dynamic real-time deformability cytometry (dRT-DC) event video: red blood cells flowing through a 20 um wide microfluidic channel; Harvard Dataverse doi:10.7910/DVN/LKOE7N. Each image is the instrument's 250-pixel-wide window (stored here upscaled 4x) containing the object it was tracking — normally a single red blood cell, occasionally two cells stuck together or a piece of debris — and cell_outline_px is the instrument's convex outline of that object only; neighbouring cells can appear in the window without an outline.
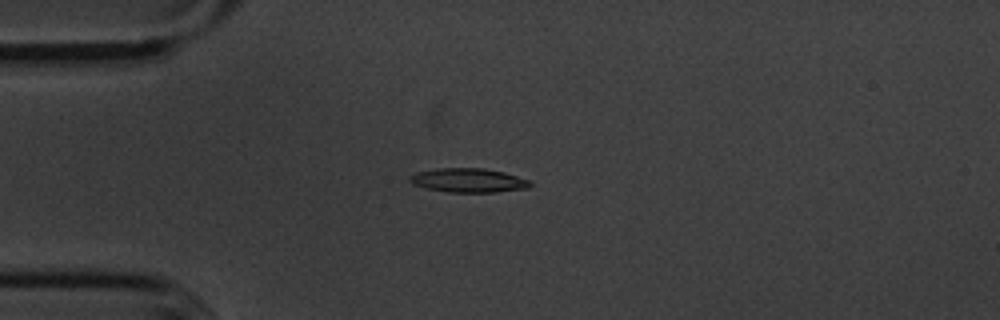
{"species": "common noctule bat (a hibernating species)", "species_latin": "Nyctalus noctula", "temperature_condition": "cold", "stored_images_in_passage": 47, "camera_frame_rate_fps": 3000, "um_per_image_px": 0.085, "animal": {"sex": "male", "body_mass_g": 20.1, "forearm_length_mm": 53.5}, "frame": {"image": 1, "passage_image": 6, "time_ms": 1.667, "image_size_px": [1000, 320], "cell_outline_px": [[532, 184], [528, 188], [496, 192], [448, 192], [424, 188], [412, 184], [408, 180], [408, 176], [416, 172], [440, 168], [484, 168], [504, 172], [528, 180]], "centroid_in_image_um": [39.76, 15.33], "position_along_channel_um": 45.2, "area_um2": 16.94}}
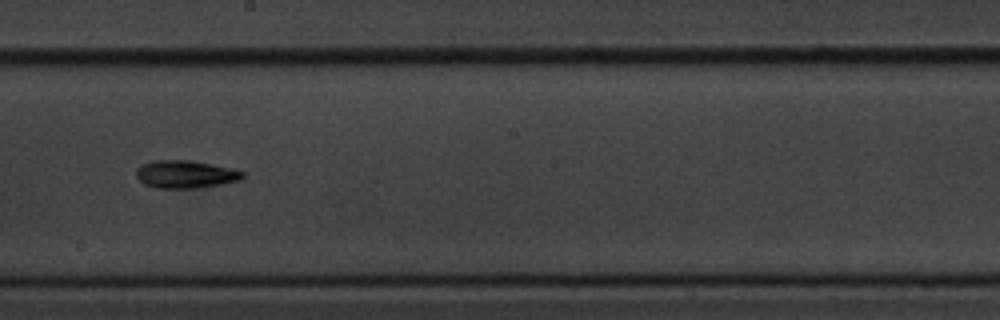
{"frame": {"image": 2, "passage_image": 23, "time_ms": 7.333, "image_size_px": [1000, 320], "cell_outline_px": [[244, 176], [240, 180], [220, 184], [192, 188], [156, 188], [144, 184], [136, 176], [136, 168], [152, 160], [188, 160], [228, 168], [244, 172]], "centroid_in_image_um": [15.71, 14.81], "position_along_channel_um": 232.5, "area_um2": 16.88}}
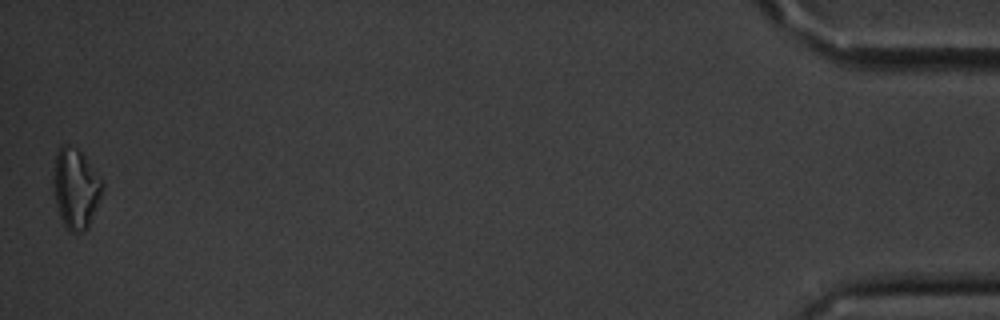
{"frame": {"image": 3, "passage_image": 47, "time_ms": 15.333, "image_size_px": [1000, 320], "cell_outline_px": [[104, 188], [100, 200], [88, 228], [84, 232], [68, 232], [60, 216], [52, 192], [52, 176], [56, 152], [60, 144], [68, 144], [76, 148], [84, 156], [100, 176], [104, 184]], "centroid_in_image_um": [6.42, 16.01], "position_along_channel_um": 428.8, "area_um2": 23.41}, "authors_computed_cell_mechanics": {"area_um2": 16.2418, "velocity_mm_per_s": 3.5949, "shape_relaxation_time_tau1_ms": 2.269, "shape_relaxation_time_tau2_ms": null, "deformation_change_tau1": 0.1308, "deformation_change_tau2": null}}